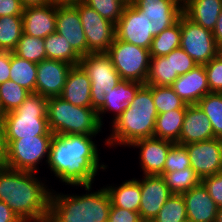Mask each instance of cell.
Instances as JSON below:
<instances>
[{"label": "cell", "mask_w": 222, "mask_h": 222, "mask_svg": "<svg viewBox=\"0 0 222 222\" xmlns=\"http://www.w3.org/2000/svg\"><path fill=\"white\" fill-rule=\"evenodd\" d=\"M96 136L53 135L46 168L63 185H93L96 176L100 174L98 172L106 171L108 167L100 161L101 153L97 147Z\"/></svg>", "instance_id": "6da1fadb"}, {"label": "cell", "mask_w": 222, "mask_h": 222, "mask_svg": "<svg viewBox=\"0 0 222 222\" xmlns=\"http://www.w3.org/2000/svg\"><path fill=\"white\" fill-rule=\"evenodd\" d=\"M38 174L0 164V201L23 222H47L48 219L52 186L47 184V177L41 180Z\"/></svg>", "instance_id": "7a4b0ae2"}, {"label": "cell", "mask_w": 222, "mask_h": 222, "mask_svg": "<svg viewBox=\"0 0 222 222\" xmlns=\"http://www.w3.org/2000/svg\"><path fill=\"white\" fill-rule=\"evenodd\" d=\"M152 85H143L129 107L112 123L110 134L104 138L105 146L111 148L130 146L134 141L154 136L156 118ZM112 131V132H111Z\"/></svg>", "instance_id": "3957f363"}, {"label": "cell", "mask_w": 222, "mask_h": 222, "mask_svg": "<svg viewBox=\"0 0 222 222\" xmlns=\"http://www.w3.org/2000/svg\"><path fill=\"white\" fill-rule=\"evenodd\" d=\"M84 188L82 194L51 190L47 222H108L111 201L103 187L92 190V184L70 186Z\"/></svg>", "instance_id": "277c9868"}, {"label": "cell", "mask_w": 222, "mask_h": 222, "mask_svg": "<svg viewBox=\"0 0 222 222\" xmlns=\"http://www.w3.org/2000/svg\"><path fill=\"white\" fill-rule=\"evenodd\" d=\"M47 120L54 135H99L103 132L95 109L73 105L60 96L47 99Z\"/></svg>", "instance_id": "5b68a950"}, {"label": "cell", "mask_w": 222, "mask_h": 222, "mask_svg": "<svg viewBox=\"0 0 222 222\" xmlns=\"http://www.w3.org/2000/svg\"><path fill=\"white\" fill-rule=\"evenodd\" d=\"M47 99L40 94L30 93L19 107L7 112L2 123V140L54 135L47 120Z\"/></svg>", "instance_id": "8992f818"}, {"label": "cell", "mask_w": 222, "mask_h": 222, "mask_svg": "<svg viewBox=\"0 0 222 222\" xmlns=\"http://www.w3.org/2000/svg\"><path fill=\"white\" fill-rule=\"evenodd\" d=\"M52 138L53 135H39L2 140L1 164L15 170L40 172L39 165L48 163Z\"/></svg>", "instance_id": "52a82bcc"}, {"label": "cell", "mask_w": 222, "mask_h": 222, "mask_svg": "<svg viewBox=\"0 0 222 222\" xmlns=\"http://www.w3.org/2000/svg\"><path fill=\"white\" fill-rule=\"evenodd\" d=\"M79 65L90 78L92 108L98 111L104 104L105 94L122 79L106 52L89 53L81 57Z\"/></svg>", "instance_id": "ba28073f"}, {"label": "cell", "mask_w": 222, "mask_h": 222, "mask_svg": "<svg viewBox=\"0 0 222 222\" xmlns=\"http://www.w3.org/2000/svg\"><path fill=\"white\" fill-rule=\"evenodd\" d=\"M106 53L122 80L146 83L151 59L149 49L118 40L115 37L112 46Z\"/></svg>", "instance_id": "9c48e42d"}, {"label": "cell", "mask_w": 222, "mask_h": 222, "mask_svg": "<svg viewBox=\"0 0 222 222\" xmlns=\"http://www.w3.org/2000/svg\"><path fill=\"white\" fill-rule=\"evenodd\" d=\"M181 42L183 49L197 65H205L212 58L218 56L219 47L213 32L188 19L184 14L180 16Z\"/></svg>", "instance_id": "30bf717a"}, {"label": "cell", "mask_w": 222, "mask_h": 222, "mask_svg": "<svg viewBox=\"0 0 222 222\" xmlns=\"http://www.w3.org/2000/svg\"><path fill=\"white\" fill-rule=\"evenodd\" d=\"M74 7L78 10L87 40V54L107 52L116 37L115 24L104 19L84 2Z\"/></svg>", "instance_id": "8fae6325"}, {"label": "cell", "mask_w": 222, "mask_h": 222, "mask_svg": "<svg viewBox=\"0 0 222 222\" xmlns=\"http://www.w3.org/2000/svg\"><path fill=\"white\" fill-rule=\"evenodd\" d=\"M131 2L147 17L148 32L153 36L176 24L183 14L181 0H132Z\"/></svg>", "instance_id": "7c38bea8"}, {"label": "cell", "mask_w": 222, "mask_h": 222, "mask_svg": "<svg viewBox=\"0 0 222 222\" xmlns=\"http://www.w3.org/2000/svg\"><path fill=\"white\" fill-rule=\"evenodd\" d=\"M115 30L118 40L150 49L154 36L148 32L147 17L132 2L124 8Z\"/></svg>", "instance_id": "4fadbf2b"}, {"label": "cell", "mask_w": 222, "mask_h": 222, "mask_svg": "<svg viewBox=\"0 0 222 222\" xmlns=\"http://www.w3.org/2000/svg\"><path fill=\"white\" fill-rule=\"evenodd\" d=\"M191 167L202 179L222 172V138L184 145Z\"/></svg>", "instance_id": "5bb4252c"}, {"label": "cell", "mask_w": 222, "mask_h": 222, "mask_svg": "<svg viewBox=\"0 0 222 222\" xmlns=\"http://www.w3.org/2000/svg\"><path fill=\"white\" fill-rule=\"evenodd\" d=\"M136 180L141 190L140 218L143 222H151L172 193L162 175H142Z\"/></svg>", "instance_id": "9a60e30c"}, {"label": "cell", "mask_w": 222, "mask_h": 222, "mask_svg": "<svg viewBox=\"0 0 222 222\" xmlns=\"http://www.w3.org/2000/svg\"><path fill=\"white\" fill-rule=\"evenodd\" d=\"M172 141L155 137L134 141L128 148H138L139 166L142 175H162L163 167Z\"/></svg>", "instance_id": "2e32d148"}, {"label": "cell", "mask_w": 222, "mask_h": 222, "mask_svg": "<svg viewBox=\"0 0 222 222\" xmlns=\"http://www.w3.org/2000/svg\"><path fill=\"white\" fill-rule=\"evenodd\" d=\"M71 68V64L58 60L37 63L36 93L46 98L60 96Z\"/></svg>", "instance_id": "e0dca14e"}, {"label": "cell", "mask_w": 222, "mask_h": 222, "mask_svg": "<svg viewBox=\"0 0 222 222\" xmlns=\"http://www.w3.org/2000/svg\"><path fill=\"white\" fill-rule=\"evenodd\" d=\"M56 32L63 36L80 56L87 55V40L74 6H56Z\"/></svg>", "instance_id": "ac0fdd59"}, {"label": "cell", "mask_w": 222, "mask_h": 222, "mask_svg": "<svg viewBox=\"0 0 222 222\" xmlns=\"http://www.w3.org/2000/svg\"><path fill=\"white\" fill-rule=\"evenodd\" d=\"M143 83L133 82L129 80H121L117 86L108 91L104 96V104L97 111L100 124L104 126V116L108 114L113 115L111 123L116 120L130 105L134 99L137 91L143 86Z\"/></svg>", "instance_id": "d6986e66"}, {"label": "cell", "mask_w": 222, "mask_h": 222, "mask_svg": "<svg viewBox=\"0 0 222 222\" xmlns=\"http://www.w3.org/2000/svg\"><path fill=\"white\" fill-rule=\"evenodd\" d=\"M171 88L187 105L197 104L206 94L211 93L204 65H197L179 76Z\"/></svg>", "instance_id": "ffe728a7"}, {"label": "cell", "mask_w": 222, "mask_h": 222, "mask_svg": "<svg viewBox=\"0 0 222 222\" xmlns=\"http://www.w3.org/2000/svg\"><path fill=\"white\" fill-rule=\"evenodd\" d=\"M216 138L212 125L201 107L197 104L187 105L180 132L179 144L186 145Z\"/></svg>", "instance_id": "44dd1931"}, {"label": "cell", "mask_w": 222, "mask_h": 222, "mask_svg": "<svg viewBox=\"0 0 222 222\" xmlns=\"http://www.w3.org/2000/svg\"><path fill=\"white\" fill-rule=\"evenodd\" d=\"M187 220L191 222H215L218 207L202 183L182 194Z\"/></svg>", "instance_id": "7402d4cb"}, {"label": "cell", "mask_w": 222, "mask_h": 222, "mask_svg": "<svg viewBox=\"0 0 222 222\" xmlns=\"http://www.w3.org/2000/svg\"><path fill=\"white\" fill-rule=\"evenodd\" d=\"M22 22L24 34L44 39L56 32V6L49 4L24 8Z\"/></svg>", "instance_id": "603a6c76"}, {"label": "cell", "mask_w": 222, "mask_h": 222, "mask_svg": "<svg viewBox=\"0 0 222 222\" xmlns=\"http://www.w3.org/2000/svg\"><path fill=\"white\" fill-rule=\"evenodd\" d=\"M91 81L80 65L72 66L60 95L67 102L81 107H92Z\"/></svg>", "instance_id": "cb8c5ba5"}, {"label": "cell", "mask_w": 222, "mask_h": 222, "mask_svg": "<svg viewBox=\"0 0 222 222\" xmlns=\"http://www.w3.org/2000/svg\"><path fill=\"white\" fill-rule=\"evenodd\" d=\"M222 11V0H184L183 14L202 27L213 31Z\"/></svg>", "instance_id": "d4e9b609"}, {"label": "cell", "mask_w": 222, "mask_h": 222, "mask_svg": "<svg viewBox=\"0 0 222 222\" xmlns=\"http://www.w3.org/2000/svg\"><path fill=\"white\" fill-rule=\"evenodd\" d=\"M137 177L125 180L121 184L104 185L110 197L111 206L128 209L129 211L139 212L141 201L140 183Z\"/></svg>", "instance_id": "484cf974"}, {"label": "cell", "mask_w": 222, "mask_h": 222, "mask_svg": "<svg viewBox=\"0 0 222 222\" xmlns=\"http://www.w3.org/2000/svg\"><path fill=\"white\" fill-rule=\"evenodd\" d=\"M185 112L186 109H175L158 114L153 137L179 144Z\"/></svg>", "instance_id": "4316f807"}, {"label": "cell", "mask_w": 222, "mask_h": 222, "mask_svg": "<svg viewBox=\"0 0 222 222\" xmlns=\"http://www.w3.org/2000/svg\"><path fill=\"white\" fill-rule=\"evenodd\" d=\"M10 80L30 93H36L37 63L11 54Z\"/></svg>", "instance_id": "83f0119b"}, {"label": "cell", "mask_w": 222, "mask_h": 222, "mask_svg": "<svg viewBox=\"0 0 222 222\" xmlns=\"http://www.w3.org/2000/svg\"><path fill=\"white\" fill-rule=\"evenodd\" d=\"M44 47L46 59L66 62L72 66L80 63L81 57L73 50L65 38L57 32L51 33L44 38Z\"/></svg>", "instance_id": "f1b7e54d"}, {"label": "cell", "mask_w": 222, "mask_h": 222, "mask_svg": "<svg viewBox=\"0 0 222 222\" xmlns=\"http://www.w3.org/2000/svg\"><path fill=\"white\" fill-rule=\"evenodd\" d=\"M181 27L179 21L173 26L165 29L157 36H154L150 46L151 57H161L168 55L172 50L180 48Z\"/></svg>", "instance_id": "f546056e"}, {"label": "cell", "mask_w": 222, "mask_h": 222, "mask_svg": "<svg viewBox=\"0 0 222 222\" xmlns=\"http://www.w3.org/2000/svg\"><path fill=\"white\" fill-rule=\"evenodd\" d=\"M23 34L22 16L0 17V50L13 51Z\"/></svg>", "instance_id": "4dcf8cb0"}, {"label": "cell", "mask_w": 222, "mask_h": 222, "mask_svg": "<svg viewBox=\"0 0 222 222\" xmlns=\"http://www.w3.org/2000/svg\"><path fill=\"white\" fill-rule=\"evenodd\" d=\"M162 176L172 194H183L201 183V178L192 167L174 172H164Z\"/></svg>", "instance_id": "1f68e13d"}, {"label": "cell", "mask_w": 222, "mask_h": 222, "mask_svg": "<svg viewBox=\"0 0 222 222\" xmlns=\"http://www.w3.org/2000/svg\"><path fill=\"white\" fill-rule=\"evenodd\" d=\"M145 85L163 87L172 85L171 57H151Z\"/></svg>", "instance_id": "d6a6232c"}, {"label": "cell", "mask_w": 222, "mask_h": 222, "mask_svg": "<svg viewBox=\"0 0 222 222\" xmlns=\"http://www.w3.org/2000/svg\"><path fill=\"white\" fill-rule=\"evenodd\" d=\"M15 55L34 63L46 59L44 39L22 34L16 48L12 51Z\"/></svg>", "instance_id": "836d02e7"}, {"label": "cell", "mask_w": 222, "mask_h": 222, "mask_svg": "<svg viewBox=\"0 0 222 222\" xmlns=\"http://www.w3.org/2000/svg\"><path fill=\"white\" fill-rule=\"evenodd\" d=\"M197 105L209 118L214 136L222 138V93L206 94Z\"/></svg>", "instance_id": "e575fe53"}, {"label": "cell", "mask_w": 222, "mask_h": 222, "mask_svg": "<svg viewBox=\"0 0 222 222\" xmlns=\"http://www.w3.org/2000/svg\"><path fill=\"white\" fill-rule=\"evenodd\" d=\"M182 194H172L151 222H187Z\"/></svg>", "instance_id": "d590c367"}, {"label": "cell", "mask_w": 222, "mask_h": 222, "mask_svg": "<svg viewBox=\"0 0 222 222\" xmlns=\"http://www.w3.org/2000/svg\"><path fill=\"white\" fill-rule=\"evenodd\" d=\"M152 97L158 114L175 109H186L187 104L175 93L171 86H152Z\"/></svg>", "instance_id": "8d00e7d4"}, {"label": "cell", "mask_w": 222, "mask_h": 222, "mask_svg": "<svg viewBox=\"0 0 222 222\" xmlns=\"http://www.w3.org/2000/svg\"><path fill=\"white\" fill-rule=\"evenodd\" d=\"M30 92L10 79L0 84V100L7 112L19 107Z\"/></svg>", "instance_id": "74e56055"}, {"label": "cell", "mask_w": 222, "mask_h": 222, "mask_svg": "<svg viewBox=\"0 0 222 222\" xmlns=\"http://www.w3.org/2000/svg\"><path fill=\"white\" fill-rule=\"evenodd\" d=\"M82 2L115 25L128 4L126 0H82Z\"/></svg>", "instance_id": "f35d334b"}, {"label": "cell", "mask_w": 222, "mask_h": 222, "mask_svg": "<svg viewBox=\"0 0 222 222\" xmlns=\"http://www.w3.org/2000/svg\"><path fill=\"white\" fill-rule=\"evenodd\" d=\"M191 167L189 155L184 145L174 143L168 151L163 167L164 172H174Z\"/></svg>", "instance_id": "ab89813d"}, {"label": "cell", "mask_w": 222, "mask_h": 222, "mask_svg": "<svg viewBox=\"0 0 222 222\" xmlns=\"http://www.w3.org/2000/svg\"><path fill=\"white\" fill-rule=\"evenodd\" d=\"M166 57H171L172 83L181 75L197 66V63L181 48L172 50Z\"/></svg>", "instance_id": "60d3db41"}, {"label": "cell", "mask_w": 222, "mask_h": 222, "mask_svg": "<svg viewBox=\"0 0 222 222\" xmlns=\"http://www.w3.org/2000/svg\"><path fill=\"white\" fill-rule=\"evenodd\" d=\"M211 93H222V59L212 58L204 65Z\"/></svg>", "instance_id": "b9f144b4"}, {"label": "cell", "mask_w": 222, "mask_h": 222, "mask_svg": "<svg viewBox=\"0 0 222 222\" xmlns=\"http://www.w3.org/2000/svg\"><path fill=\"white\" fill-rule=\"evenodd\" d=\"M201 183L215 201L217 207H222V172L202 178Z\"/></svg>", "instance_id": "7bdbcfd3"}, {"label": "cell", "mask_w": 222, "mask_h": 222, "mask_svg": "<svg viewBox=\"0 0 222 222\" xmlns=\"http://www.w3.org/2000/svg\"><path fill=\"white\" fill-rule=\"evenodd\" d=\"M108 222H143L139 212L129 211L120 207L111 206Z\"/></svg>", "instance_id": "ee69618b"}, {"label": "cell", "mask_w": 222, "mask_h": 222, "mask_svg": "<svg viewBox=\"0 0 222 222\" xmlns=\"http://www.w3.org/2000/svg\"><path fill=\"white\" fill-rule=\"evenodd\" d=\"M23 10L20 0H0V17L22 16Z\"/></svg>", "instance_id": "f6af8a7d"}, {"label": "cell", "mask_w": 222, "mask_h": 222, "mask_svg": "<svg viewBox=\"0 0 222 222\" xmlns=\"http://www.w3.org/2000/svg\"><path fill=\"white\" fill-rule=\"evenodd\" d=\"M11 54L12 51L0 50V84L10 79Z\"/></svg>", "instance_id": "bcb514c9"}, {"label": "cell", "mask_w": 222, "mask_h": 222, "mask_svg": "<svg viewBox=\"0 0 222 222\" xmlns=\"http://www.w3.org/2000/svg\"><path fill=\"white\" fill-rule=\"evenodd\" d=\"M0 222H23L5 203L0 201Z\"/></svg>", "instance_id": "7dc6e473"}, {"label": "cell", "mask_w": 222, "mask_h": 222, "mask_svg": "<svg viewBox=\"0 0 222 222\" xmlns=\"http://www.w3.org/2000/svg\"><path fill=\"white\" fill-rule=\"evenodd\" d=\"M213 32L214 39L219 48L222 47V11L217 19V23L215 25Z\"/></svg>", "instance_id": "c3c4849f"}, {"label": "cell", "mask_w": 222, "mask_h": 222, "mask_svg": "<svg viewBox=\"0 0 222 222\" xmlns=\"http://www.w3.org/2000/svg\"><path fill=\"white\" fill-rule=\"evenodd\" d=\"M24 8L49 5V0H20Z\"/></svg>", "instance_id": "681fc988"}, {"label": "cell", "mask_w": 222, "mask_h": 222, "mask_svg": "<svg viewBox=\"0 0 222 222\" xmlns=\"http://www.w3.org/2000/svg\"><path fill=\"white\" fill-rule=\"evenodd\" d=\"M82 0H49V4L55 6H74Z\"/></svg>", "instance_id": "f907efd6"}, {"label": "cell", "mask_w": 222, "mask_h": 222, "mask_svg": "<svg viewBox=\"0 0 222 222\" xmlns=\"http://www.w3.org/2000/svg\"><path fill=\"white\" fill-rule=\"evenodd\" d=\"M6 111L4 110L3 106H2V103H1V100H0V122L3 123V120L6 116Z\"/></svg>", "instance_id": "816d5d0a"}, {"label": "cell", "mask_w": 222, "mask_h": 222, "mask_svg": "<svg viewBox=\"0 0 222 222\" xmlns=\"http://www.w3.org/2000/svg\"><path fill=\"white\" fill-rule=\"evenodd\" d=\"M3 151V141H2V123L0 122V164H1V153Z\"/></svg>", "instance_id": "f5cc1de1"}, {"label": "cell", "mask_w": 222, "mask_h": 222, "mask_svg": "<svg viewBox=\"0 0 222 222\" xmlns=\"http://www.w3.org/2000/svg\"><path fill=\"white\" fill-rule=\"evenodd\" d=\"M215 222H222V207H219L217 210Z\"/></svg>", "instance_id": "db71d44e"}, {"label": "cell", "mask_w": 222, "mask_h": 222, "mask_svg": "<svg viewBox=\"0 0 222 222\" xmlns=\"http://www.w3.org/2000/svg\"><path fill=\"white\" fill-rule=\"evenodd\" d=\"M218 56L222 59V47L219 48Z\"/></svg>", "instance_id": "11a10c76"}]
</instances>
